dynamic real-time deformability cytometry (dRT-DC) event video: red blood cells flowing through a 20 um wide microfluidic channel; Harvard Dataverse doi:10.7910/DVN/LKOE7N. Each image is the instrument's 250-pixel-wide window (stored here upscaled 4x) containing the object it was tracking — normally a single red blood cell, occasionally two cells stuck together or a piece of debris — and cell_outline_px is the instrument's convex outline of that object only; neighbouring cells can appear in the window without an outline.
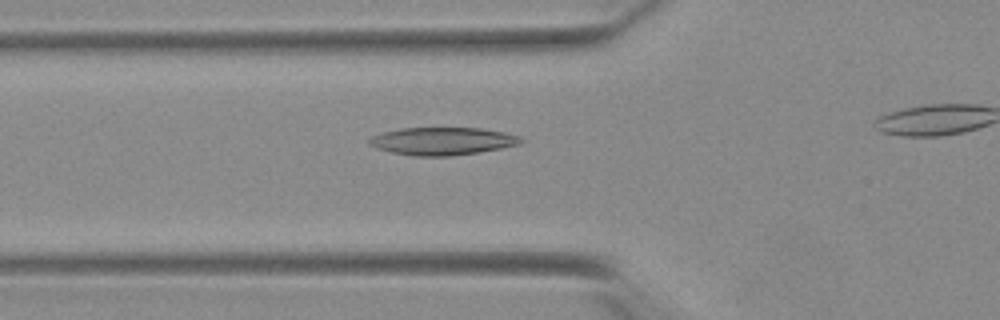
{"species": "Egyptian fruit bat (a non-hibernating species)", "species_latin": "Rousettus aegyptiacus", "temperature_condition": "warm", "stored_images_in_passage": 36, "camera_frame_rate_fps": 3000, "um_per_image_px": 0.085, "animal": {"sex": "female"}, "frame": {"image": 1, "passage_image": 10, "time_ms": 3.0, "image_size_px": [1000, 320], "cell_outline_px": [[524, 140], [520, 144], [480, 152], [452, 156], [412, 156], [392, 152], [376, 148], [368, 144], [368, 140], [372, 136], [384, 132], [400, 128], [480, 128], [504, 132], [520, 136]], "centroid_in_image_um": [37.6, 12.0], "position_along_channel_um": 88.2, "area_um2": 24.51}}
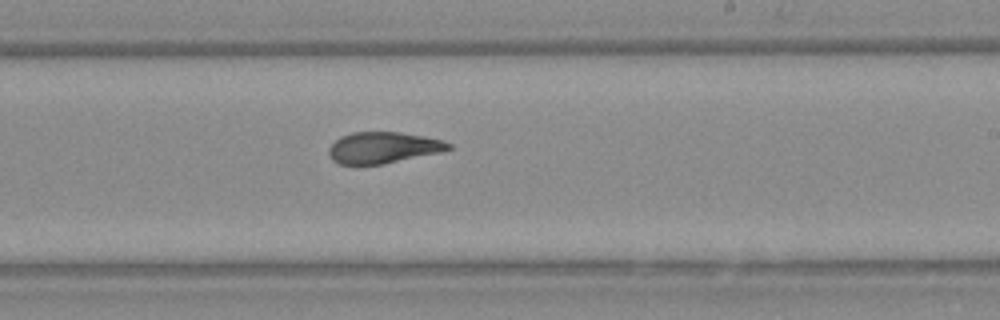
{"frame": {"image": 2, "passage_image": 23, "time_ms": 7.333, "image_size_px": [1000, 320], "cell_outline_px": [[452, 148], [440, 152], [384, 164], [340, 164], [332, 160], [328, 152], [328, 148], [340, 136], [352, 132], [400, 132], [424, 136], [444, 140], [452, 144]], "centroid_in_image_um": [32.57, 12.54], "position_along_channel_um": 256.4, "area_um2": 21.85}}
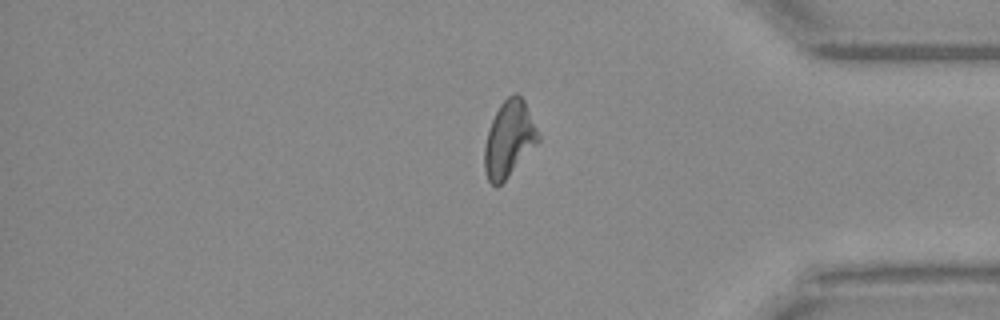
{"frame": {"image": 3, "passage_image": 35, "time_ms": 11.333, "image_size_px": [1000, 320], "cell_outline_px": [[540, 140], [508, 176], [496, 188], [488, 180], [484, 172], [484, 148], [488, 132], [492, 120], [500, 104], [508, 96], [516, 92], [524, 100], [540, 136]], "centroid_in_image_um": [43.25, 11.82], "position_along_channel_um": 391.9, "area_um2": 23.47}}